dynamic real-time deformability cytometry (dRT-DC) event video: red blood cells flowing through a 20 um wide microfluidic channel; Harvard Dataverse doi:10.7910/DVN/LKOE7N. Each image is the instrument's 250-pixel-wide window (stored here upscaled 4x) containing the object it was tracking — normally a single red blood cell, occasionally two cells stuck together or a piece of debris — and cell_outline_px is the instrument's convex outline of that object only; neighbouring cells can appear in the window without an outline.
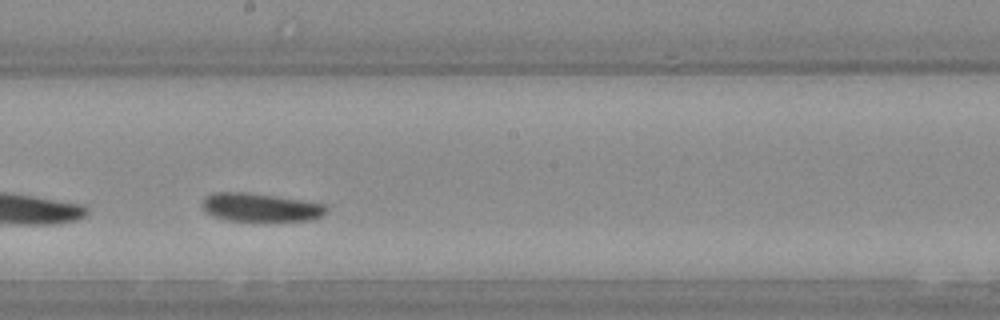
{"species": "Egyptian fruit bat (a non-hibernating species)", "species_latin": "Rousettus aegyptiacus", "temperature_condition": "warm", "stored_images_in_passage": 21, "camera_frame_rate_fps": 3000, "um_per_image_px": 0.085, "animal": {"sex": "female"}, "frame": {"image": 1, "passage_image": 15, "time_ms": 4.667, "image_size_px": [1000, 320], "cell_outline_px": [[328, 212], [312, 220], [228, 220], [212, 216], [204, 208], [204, 200], [212, 192], [248, 192], [276, 196], [324, 204], [328, 208]], "centroid_in_image_um": [22.17, 17.61], "position_along_channel_um": 226.0, "area_um2": 20.11}}
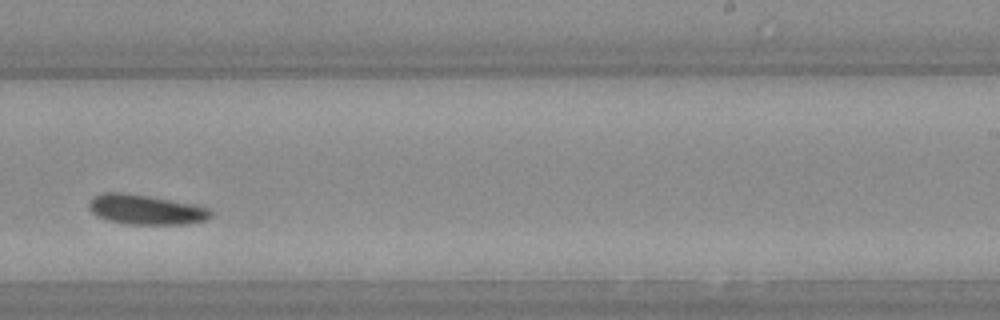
{"frame": {"image": 2, "passage_image": 18, "time_ms": 5.667, "image_size_px": [1000, 320], "cell_outline_px": [[212, 216], [208, 220], [188, 224], [124, 224], [108, 220], [96, 216], [88, 208], [88, 200], [92, 196], [100, 192], [124, 192], [148, 196], [192, 204], [208, 208], [212, 212]], "centroid_in_image_um": [12.34, 17.81], "position_along_channel_um": 276.7, "area_um2": 21.44}}